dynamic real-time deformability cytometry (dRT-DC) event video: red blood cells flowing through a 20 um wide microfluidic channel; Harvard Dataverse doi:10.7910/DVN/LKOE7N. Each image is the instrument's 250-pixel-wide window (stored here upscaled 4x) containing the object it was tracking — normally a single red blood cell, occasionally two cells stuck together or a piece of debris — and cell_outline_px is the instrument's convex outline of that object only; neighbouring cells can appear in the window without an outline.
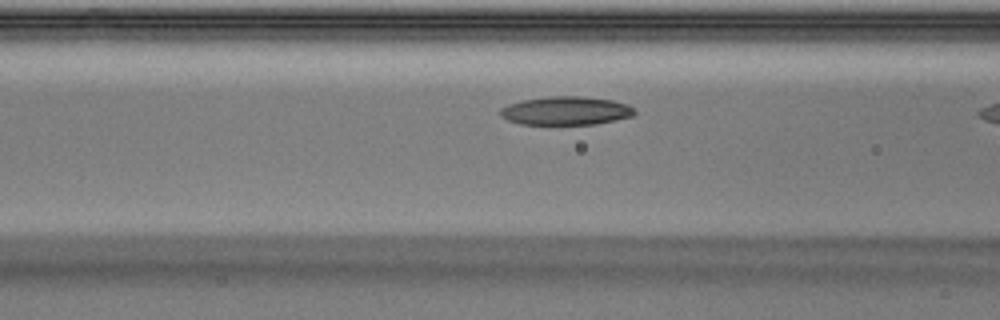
{"species": "Egyptian fruit bat (a non-hibernating species)", "species_latin": "Rousettus aegyptiacus", "temperature_condition": "warm", "stored_images_in_passage": 9, "camera_frame_rate_fps": 3000, "um_per_image_px": 0.085, "animal": {"sex": "male"}, "frame": {"image": 1, "passage_image": 8, "time_ms": 2.333, "image_size_px": [1000, 320], "cell_outline_px": [[636, 112], [632, 116], [616, 120], [596, 124], [520, 124], [508, 120], [500, 116], [500, 108], [508, 104], [524, 100], [552, 96], [580, 96], [612, 100], [628, 104], [636, 108]], "centroid_in_image_um": [48.13, 9.41], "position_along_channel_um": 118.5, "area_um2": 22.31}}